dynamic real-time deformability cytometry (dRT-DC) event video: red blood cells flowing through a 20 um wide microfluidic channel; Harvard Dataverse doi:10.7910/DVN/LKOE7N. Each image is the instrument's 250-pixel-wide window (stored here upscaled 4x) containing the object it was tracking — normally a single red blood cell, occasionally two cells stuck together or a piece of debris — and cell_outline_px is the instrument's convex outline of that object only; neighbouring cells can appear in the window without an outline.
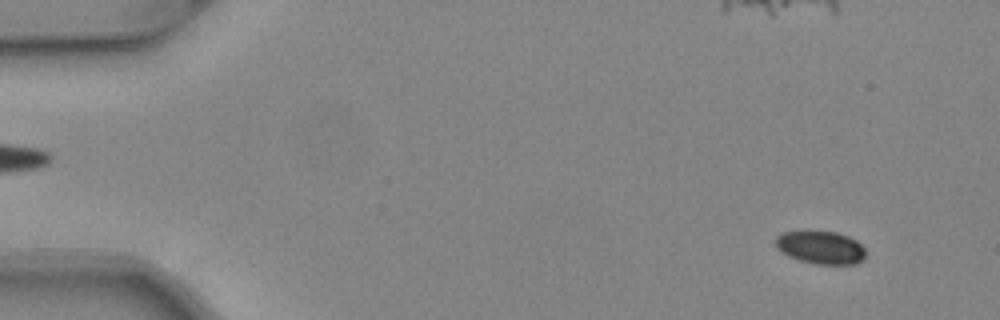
{"species": "common noctule bat (a hibernating species)", "species_latin": "Nyctalus noctula", "temperature_condition": "warm", "stored_images_in_passage": 52, "camera_frame_rate_fps": 3000, "um_per_image_px": 0.085, "animal": {"sex": "female", "body_mass_g": 24.6, "forearm_length_mm": 56.2}, "frame": {"image": 1, "passage_image": 4, "time_ms": 1.0, "image_size_px": [1000, 320], "cell_outline_px": [[864, 256], [856, 264], [816, 264], [800, 260], [788, 256], [780, 252], [776, 248], [776, 236], [784, 232], [836, 232], [848, 236], [856, 240], [864, 248]], "centroid_in_image_um": [69.73, 21.04], "position_along_channel_um": 15.3, "area_um2": 17.05}}
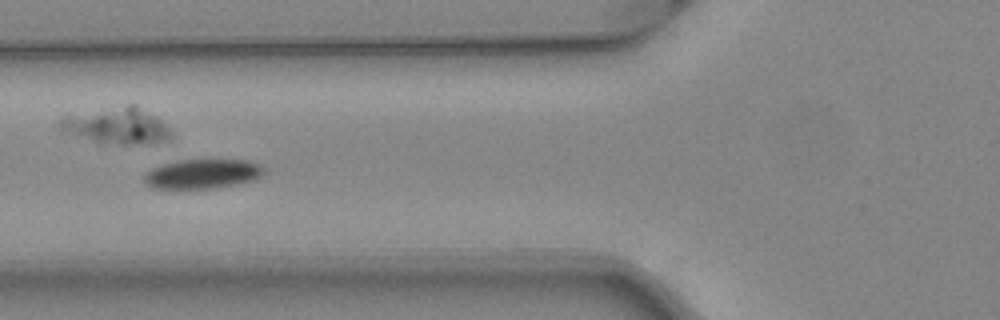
{"frame": {"image": 2, "passage_image": 20, "time_ms": 6.333, "image_size_px": [1000, 320], "cell_outline_px": [[264, 172], [260, 176], [252, 180], [240, 184], [216, 188], [152, 188], [144, 180], [144, 176], [152, 168], [164, 164], [180, 160], [248, 160], [260, 164], [264, 168]], "centroid_in_image_um": [17.26, 14.78], "position_along_channel_um": 108.5, "area_um2": 20.4}}
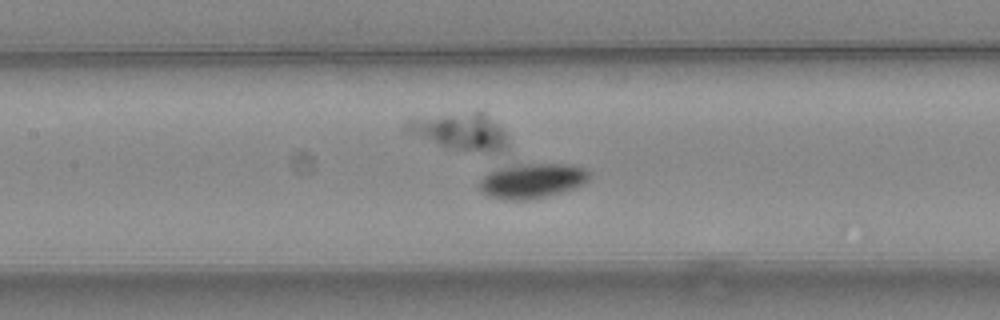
{"frame": {"image": 3, "passage_image": 24, "time_ms": 7.667, "image_size_px": [1000, 320], "cell_outline_px": [[592, 172], [588, 180], [572, 188], [560, 192], [532, 200], [504, 200], [488, 196], [480, 192], [480, 180], [488, 172], [516, 164], [572, 164], [584, 168]], "centroid_in_image_um": [45.22, 15.37], "position_along_channel_um": 162.2, "area_um2": 22.31}}